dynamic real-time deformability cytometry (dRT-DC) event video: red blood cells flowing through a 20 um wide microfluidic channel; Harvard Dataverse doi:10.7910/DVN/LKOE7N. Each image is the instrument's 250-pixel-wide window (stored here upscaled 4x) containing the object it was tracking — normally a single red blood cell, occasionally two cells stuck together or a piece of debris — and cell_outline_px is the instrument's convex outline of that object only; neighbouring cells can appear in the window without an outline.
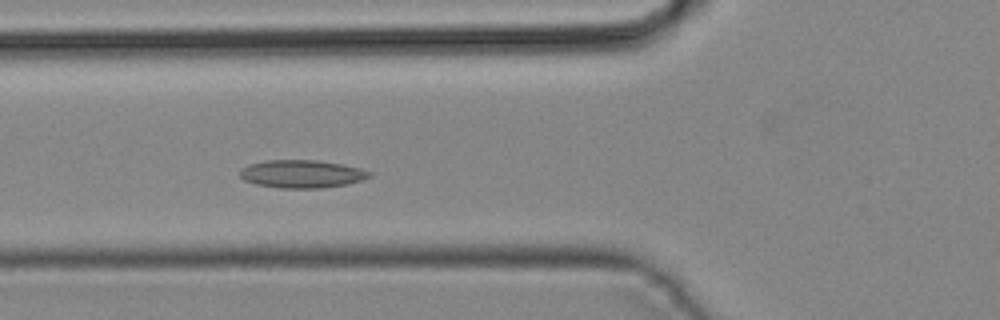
{"species": "common noctule bat (a hibernating species)", "species_latin": "Nyctalus noctula", "temperature_condition": "cold", "stored_images_in_passage": 35, "camera_frame_rate_fps": 3000, "um_per_image_px": 0.085, "animal": {"sex": "male", "body_mass_g": 19.2, "forearm_length_mm": 51.8}, "frame": {"image": 1, "passage_image": 13, "time_ms": 4.0, "image_size_px": [1000, 320], "cell_outline_px": [[372, 176], [348, 184], [320, 188], [280, 188], [256, 184], [244, 180], [240, 176], [240, 172], [248, 164], [264, 160], [316, 160], [344, 164], [360, 168], [372, 172]], "centroid_in_image_um": [25.67, 14.78], "position_along_channel_um": 100.1, "area_um2": 21.1}}
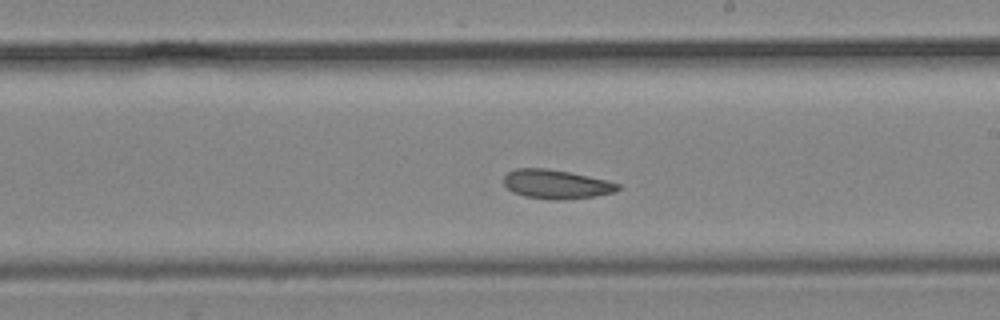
{"frame": {"image": 2, "passage_image": 22, "time_ms": 7.0, "image_size_px": [1000, 320], "cell_outline_px": [[620, 188], [616, 192], [596, 196], [560, 200], [552, 200], [524, 196], [512, 192], [504, 184], [504, 176], [508, 172], [516, 168], [548, 168], [608, 180], [620, 184]], "centroid_in_image_um": [47.29, 15.66], "position_along_channel_um": 241.7, "area_um2": 19.42}}
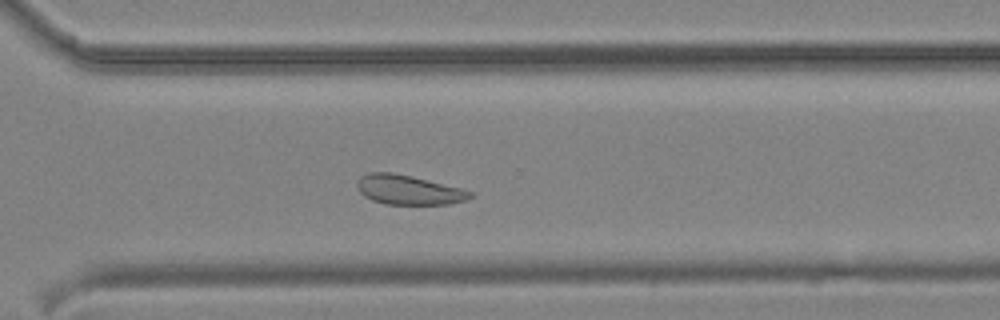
{"frame": {"image": 3, "passage_image": 28, "time_ms": 9.0, "image_size_px": [1000, 320], "cell_outline_px": [[472, 196], [464, 200], [448, 204], [384, 204], [372, 200], [364, 196], [360, 192], [356, 184], [360, 176], [368, 172], [392, 172], [412, 176], [460, 188], [472, 192]], "centroid_in_image_um": [34.67, 16.13], "position_along_channel_um": 335.9, "area_um2": 19.31}}